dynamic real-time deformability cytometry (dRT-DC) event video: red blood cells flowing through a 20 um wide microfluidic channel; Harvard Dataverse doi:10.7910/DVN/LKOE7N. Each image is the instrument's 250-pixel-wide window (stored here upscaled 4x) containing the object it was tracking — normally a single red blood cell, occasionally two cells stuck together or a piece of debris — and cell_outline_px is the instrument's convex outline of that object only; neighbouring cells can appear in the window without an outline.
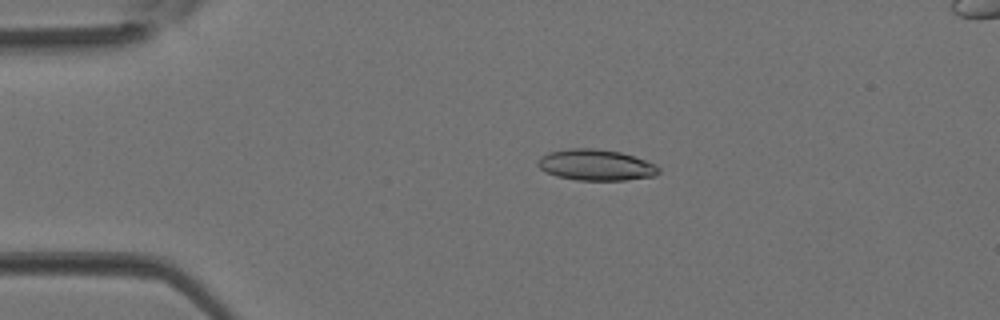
{"species": "Egyptian fruit bat (a non-hibernating species)", "species_latin": "Rousettus aegyptiacus", "temperature_condition": "room temperature", "stored_images_in_passage": 5, "camera_frame_rate_fps": 3000, "um_per_image_px": 0.085, "animal": {"sex": "female"}, "frame": {"image": 1, "passage_image": 3, "time_ms": 0.667, "image_size_px": [1000, 320], "cell_outline_px": [[660, 172], [656, 176], [624, 180], [576, 180], [556, 176], [540, 168], [536, 164], [536, 160], [540, 156], [548, 152], [572, 148], [592, 148], [620, 152], [656, 164], [660, 168]], "centroid_in_image_um": [50.64, 14.02], "position_along_channel_um": 34.4, "area_um2": 21.91}}
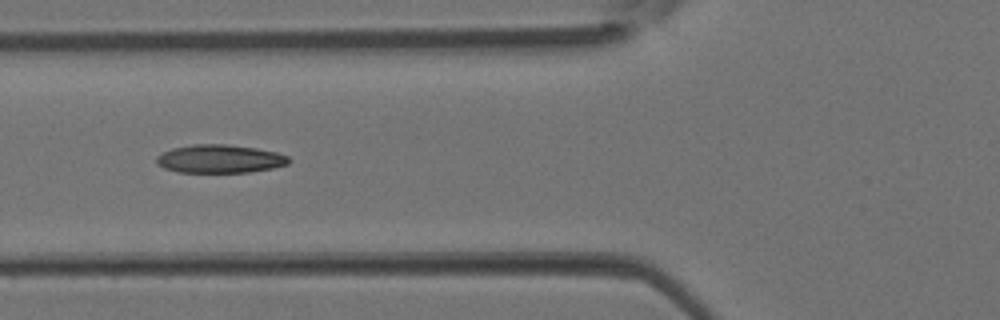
{"frame": {"image": 2, "passage_image": 5, "time_ms": 1.333, "image_size_px": [1000, 320], "cell_outline_px": [[288, 164], [272, 168], [248, 172], [176, 172], [164, 168], [156, 164], [156, 156], [172, 148], [192, 144], [224, 144], [256, 148], [276, 152], [288, 156]], "centroid_in_image_um": [18.64, 13.5], "position_along_channel_um": 107.2, "area_um2": 21.73}}